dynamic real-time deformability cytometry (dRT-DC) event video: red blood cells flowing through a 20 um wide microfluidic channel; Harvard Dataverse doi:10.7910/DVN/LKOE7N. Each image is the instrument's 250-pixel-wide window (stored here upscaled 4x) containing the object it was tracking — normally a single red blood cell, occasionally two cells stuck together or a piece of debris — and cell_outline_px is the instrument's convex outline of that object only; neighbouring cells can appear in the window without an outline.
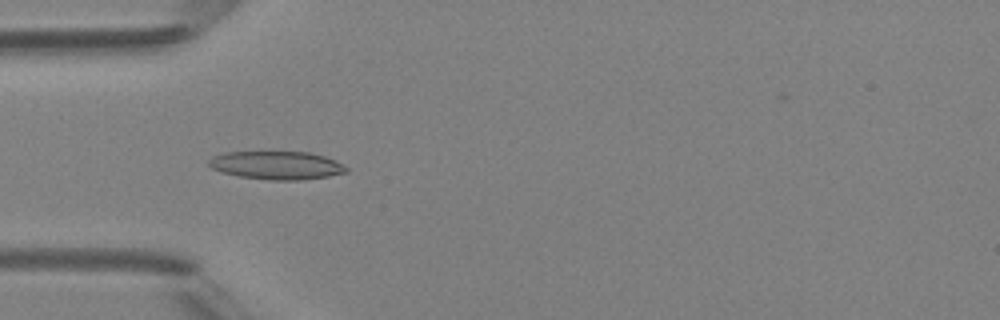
{"species": "Egyptian fruit bat (a non-hibernating species)", "species_latin": "Rousettus aegyptiacus", "temperature_condition": "room temperature", "stored_images_in_passage": 7, "camera_frame_rate_fps": 3000, "um_per_image_px": 0.085, "animal": {"sex": "female"}, "frame": {"image": 1, "passage_image": 5, "time_ms": 4.333, "image_size_px": [1000, 320], "cell_outline_px": [[348, 172], [328, 176], [300, 180], [268, 180], [240, 176], [224, 172], [212, 168], [208, 164], [208, 160], [212, 156], [224, 152], [308, 152], [324, 156], [336, 160], [348, 168]], "centroid_in_image_um": [23.53, 14.05], "position_along_channel_um": 61.5, "area_um2": 22.54}}
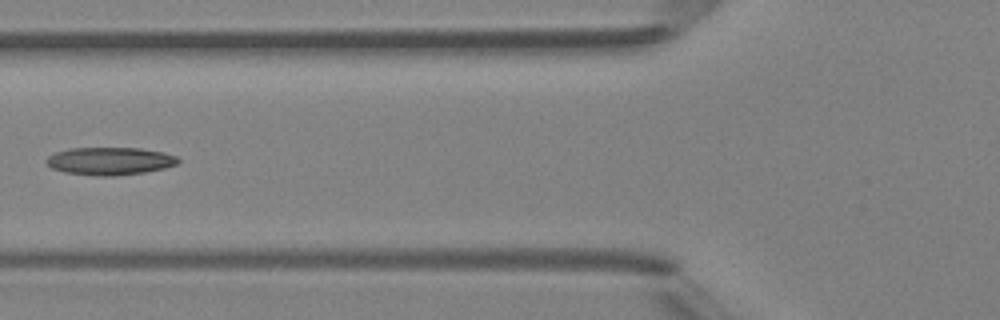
{"frame": {"image": 2, "passage_image": 6, "time_ms": 5.667, "image_size_px": [1000, 320], "cell_outline_px": [[180, 160], [176, 164], [164, 168], [144, 172], [116, 176], [96, 176], [64, 172], [52, 168], [44, 160], [48, 156], [56, 152], [72, 148], [140, 148], [164, 152], [176, 156]], "centroid_in_image_um": [9.33, 13.69], "position_along_channel_um": 116.5, "area_um2": 21.27}}
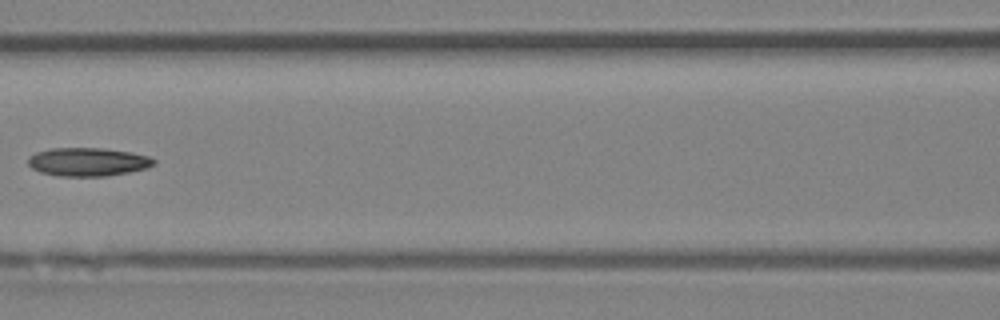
{"frame": {"image": 3, "passage_image": 7, "time_ms": 6.667, "image_size_px": [1000, 320], "cell_outline_px": [[156, 164], [148, 168], [128, 172], [104, 176], [60, 176], [40, 172], [32, 168], [28, 164], [28, 156], [36, 152], [52, 148], [104, 148], [132, 152], [148, 156], [156, 160]], "centroid_in_image_um": [7.48, 13.75], "position_along_channel_um": 159.1, "area_um2": 20.92}}